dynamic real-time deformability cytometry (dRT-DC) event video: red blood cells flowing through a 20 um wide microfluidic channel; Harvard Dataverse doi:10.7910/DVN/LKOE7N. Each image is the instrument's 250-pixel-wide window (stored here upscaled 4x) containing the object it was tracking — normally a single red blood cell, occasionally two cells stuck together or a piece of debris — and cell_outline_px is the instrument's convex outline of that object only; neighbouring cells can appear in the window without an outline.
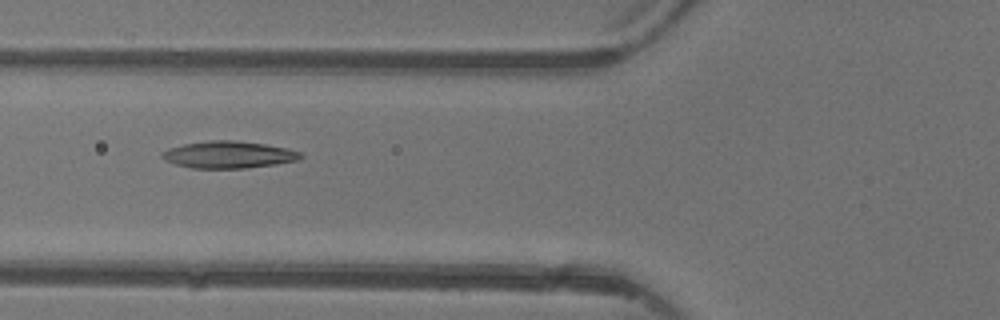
{"species": "common noctule bat (a hibernating species)", "species_latin": "Nyctalus noctula", "temperature_condition": "warm", "stored_images_in_passage": 5, "camera_frame_rate_fps": 3000, "um_per_image_px": 0.085, "animal": {"sex": "female"}, "frame": {"image": 1, "passage_image": 5, "time_ms": 4.667, "image_size_px": [1000, 320], "cell_outline_px": [[304, 156], [296, 160], [276, 164], [248, 168], [192, 168], [176, 164], [164, 160], [160, 156], [160, 152], [168, 148], [184, 144], [208, 140], [236, 140], [264, 144], [288, 148], [300, 152]], "centroid_in_image_um": [19.4, 13.14], "position_along_channel_um": 106.4, "area_um2": 21.91}}